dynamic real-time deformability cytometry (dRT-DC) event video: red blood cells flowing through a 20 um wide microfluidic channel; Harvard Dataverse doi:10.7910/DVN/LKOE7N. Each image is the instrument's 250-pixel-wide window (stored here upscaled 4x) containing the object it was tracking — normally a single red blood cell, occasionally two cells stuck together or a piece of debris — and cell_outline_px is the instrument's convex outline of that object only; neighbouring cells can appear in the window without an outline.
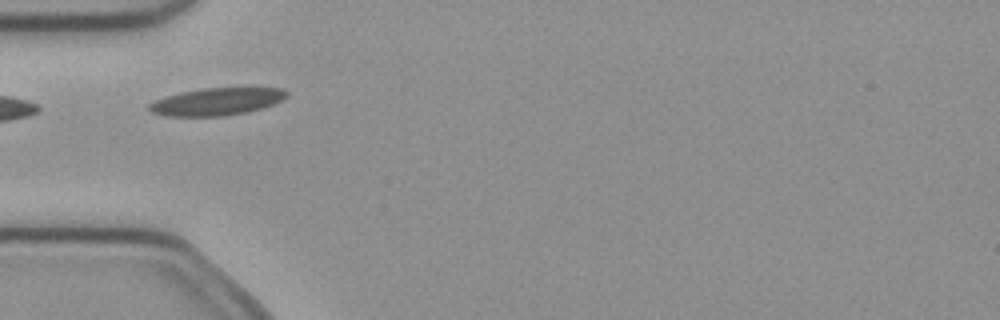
{"species": "common noctule bat (a hibernating species)", "species_latin": "Nyctalus noctula", "temperature_condition": "cold", "stored_images_in_passage": 2, "camera_frame_rate_fps": 3000, "um_per_image_px": 0.085, "animal": {"sex": "female", "body_mass_g": 21.9}, "frame": {"image": 1, "passage_image": 2, "time_ms": 0.333, "image_size_px": [1000, 320], "cell_outline_px": [[288, 96], [272, 104], [248, 112], [224, 116], [168, 116], [152, 112], [148, 108], [148, 104], [156, 100], [180, 92], [204, 88], [280, 88], [288, 92]], "centroid_in_image_um": [18.41, 8.64], "position_along_channel_um": 66.6, "area_um2": 21.68}}